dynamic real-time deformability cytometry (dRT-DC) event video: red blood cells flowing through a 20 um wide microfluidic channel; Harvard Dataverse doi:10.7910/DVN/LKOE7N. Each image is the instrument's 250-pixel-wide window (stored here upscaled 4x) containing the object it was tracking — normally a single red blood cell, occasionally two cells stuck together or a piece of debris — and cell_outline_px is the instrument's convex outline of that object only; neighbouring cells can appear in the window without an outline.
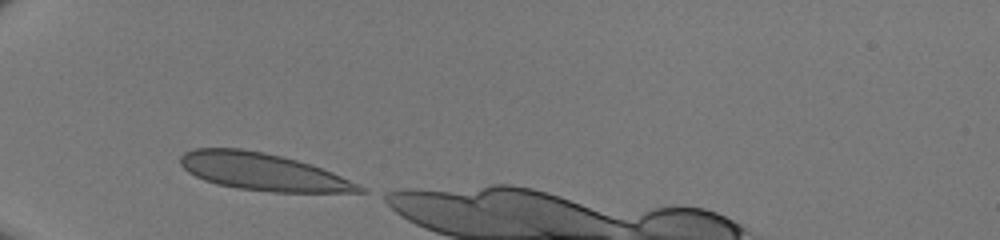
{"species": "human", "species_latin": "Homo sapiens", "temperature_condition": "room temperature", "stored_images_in_passage": 28, "camera_frame_rate_fps": 3000, "um_per_image_px": 0.085, "donor": {"sex": "male"}, "frame": {"image": 1, "passage_image": 1, "time_ms": 0.0, "image_size_px": [1000, 240], "cell_outline_px": [[368, 192], [272, 192], [236, 188], [216, 184], [204, 180], [188, 172], [180, 164], [180, 156], [184, 152], [192, 148], [240, 148], [264, 152], [296, 160], [332, 172], [364, 188]], "centroid_in_image_um": [22.26, 14.6], "position_along_channel_um": 62.7, "area_um2": 38.49}}
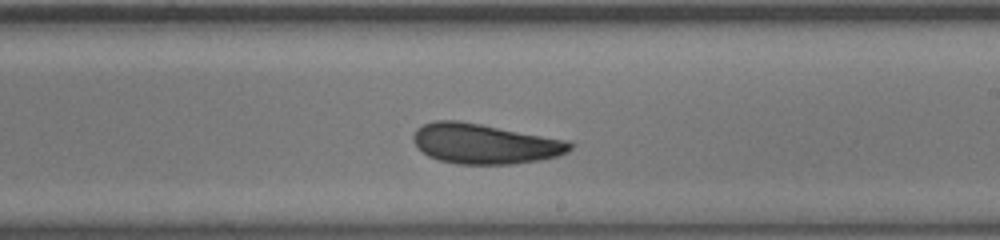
{"frame": {"image": 2, "passage_image": 15, "time_ms": 4.667, "image_size_px": [1000, 240], "cell_outline_px": [[576, 144], [568, 152], [556, 156], [540, 160], [512, 164], [456, 164], [440, 160], [428, 156], [412, 140], [412, 136], [416, 128], [432, 120], [460, 120], [572, 140]], "centroid_in_image_um": [41.25, 12.2], "position_along_channel_um": 247.7, "area_um2": 37.11}}
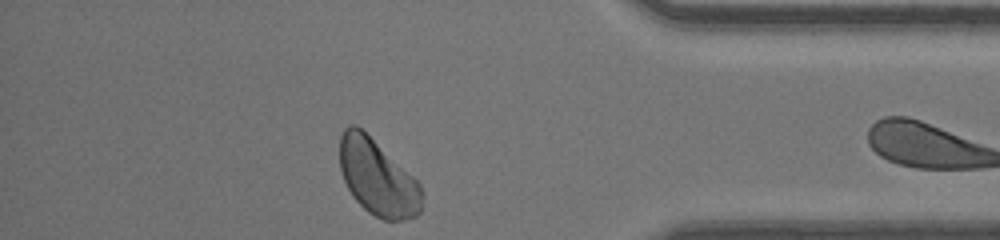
{"frame": {"image": 3, "passage_image": 27, "time_ms": 8.667, "image_size_px": [1000, 240], "cell_outline_px": [[424, 196], [420, 212], [416, 216], [404, 220], [384, 220], [368, 212], [352, 196], [344, 180], [340, 168], [340, 136], [344, 128], [348, 124], [356, 124], [416, 180], [420, 184]], "centroid_in_image_um": [32.09, 15.12], "position_along_channel_um": 403.1, "area_um2": 35.95}}